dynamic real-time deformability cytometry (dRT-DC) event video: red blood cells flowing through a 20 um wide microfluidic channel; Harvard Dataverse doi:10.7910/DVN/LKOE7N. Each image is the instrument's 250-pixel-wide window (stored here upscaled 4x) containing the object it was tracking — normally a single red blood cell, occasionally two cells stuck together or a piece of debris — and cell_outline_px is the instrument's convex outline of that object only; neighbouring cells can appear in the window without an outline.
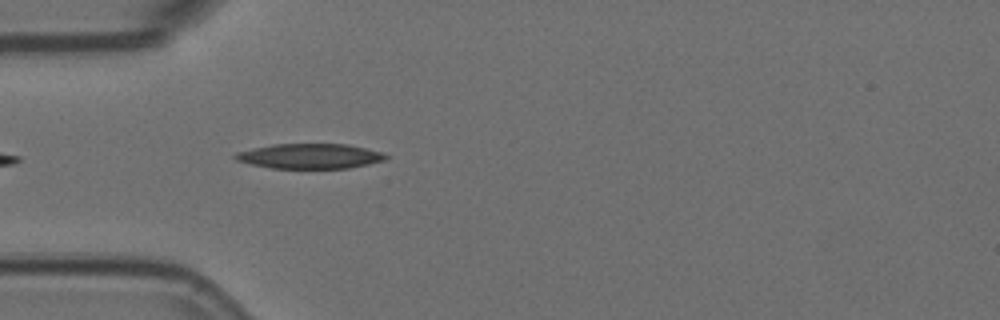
{"species": "Egyptian fruit bat (a non-hibernating species)", "species_latin": "Rousettus aegyptiacus", "temperature_condition": "room temperature", "stored_images_in_passage": 5, "camera_frame_rate_fps": 3000, "um_per_image_px": 0.085, "animal": {"sex": "female"}, "frame": {"image": 1, "passage_image": 5, "time_ms": 1.333, "image_size_px": [1000, 320], "cell_outline_px": [[388, 156], [384, 160], [368, 164], [348, 168], [272, 168], [252, 164], [236, 160], [232, 156], [236, 152], [252, 148], [272, 144], [348, 144], [380, 152]], "centroid_in_image_um": [26.29, 13.27], "position_along_channel_um": 58.7, "area_um2": 21.73}}